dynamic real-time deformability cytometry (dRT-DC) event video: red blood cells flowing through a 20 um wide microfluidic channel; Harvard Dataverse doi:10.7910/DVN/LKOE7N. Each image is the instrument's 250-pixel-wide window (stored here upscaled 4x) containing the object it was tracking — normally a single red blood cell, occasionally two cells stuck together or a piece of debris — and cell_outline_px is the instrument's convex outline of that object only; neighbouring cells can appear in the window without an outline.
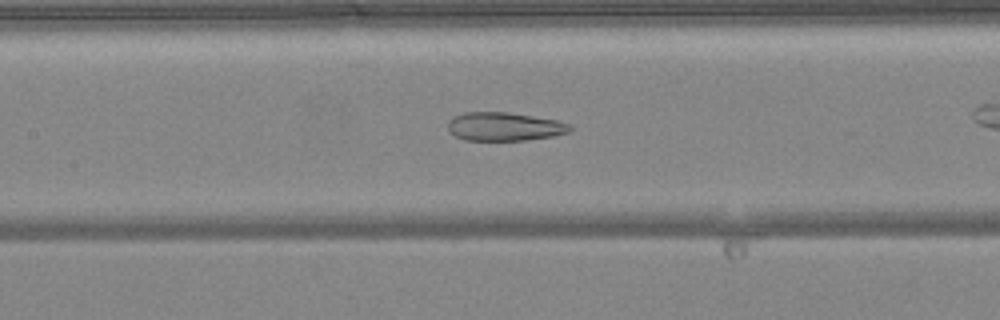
{"species": "common noctule bat (a hibernating species)", "species_latin": "Nyctalus noctula", "temperature_condition": "warm", "stored_images_in_passage": 39, "camera_frame_rate_fps": 3000, "um_per_image_px": 0.085, "animal": {"sex": "female", "body_mass_g": 24.6, "forearm_length_mm": 56.2}, "frame": {"image": 1, "passage_image": 23, "time_ms": 7.333, "image_size_px": [1000, 320], "cell_outline_px": [[572, 132], [552, 136], [524, 140], [464, 140], [448, 132], [448, 120], [452, 116], [464, 112], [508, 112], [556, 120], [572, 124]], "centroid_in_image_um": [42.86, 10.75], "position_along_channel_um": 164.5, "area_um2": 20.46}}
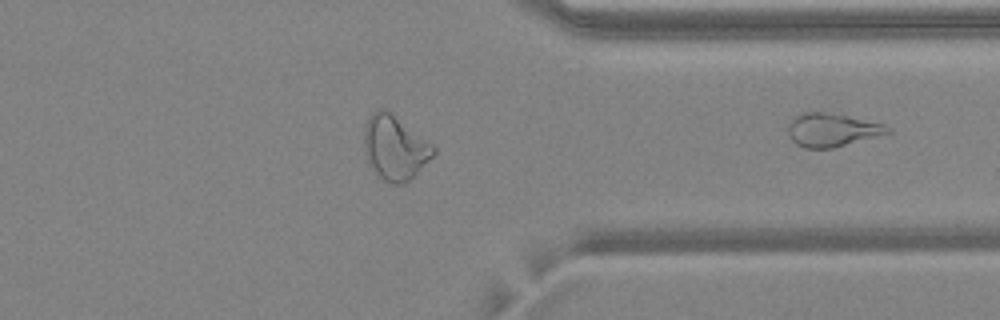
{"frame": {"image": 2, "passage_image": 39, "time_ms": 12.667, "image_size_px": [1000, 320], "cell_outline_px": [[892, 132], [832, 148], [804, 148], [796, 144], [788, 136], [788, 124], [796, 116], [804, 112], [824, 112], [848, 116], [884, 124], [892, 128]], "centroid_in_image_um": [70.71, 11.05], "position_along_channel_um": 340.7, "area_um2": 19.19}}